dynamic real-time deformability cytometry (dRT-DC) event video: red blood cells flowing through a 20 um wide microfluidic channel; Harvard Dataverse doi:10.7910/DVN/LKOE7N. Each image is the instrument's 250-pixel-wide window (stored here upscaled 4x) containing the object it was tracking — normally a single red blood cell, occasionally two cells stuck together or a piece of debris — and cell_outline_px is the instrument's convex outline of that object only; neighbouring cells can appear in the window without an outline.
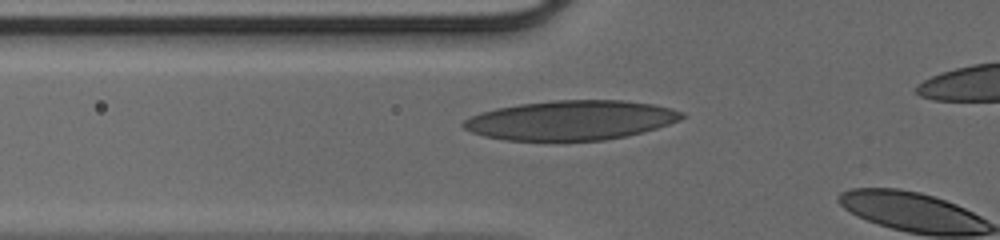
{"species": "human", "species_latin": "Homo sapiens", "temperature_condition": "cold", "stored_images_in_passage": 11, "camera_frame_rate_fps": 3000, "um_per_image_px": 0.085, "donor": {"sex": "male"}, "frame": {"image": 1, "passage_image": 10, "time_ms": 3.0, "image_size_px": [1000, 240], "cell_outline_px": [[684, 116], [680, 120], [656, 128], [624, 136], [604, 140], [504, 140], [484, 136], [472, 132], [464, 128], [460, 124], [464, 120], [480, 112], [496, 108], [520, 104], [552, 100], [620, 100], [652, 104], [672, 108], [684, 112]], "centroid_in_image_um": [48.51, 10.21], "position_along_channel_um": 77.3, "area_um2": 50.05}}